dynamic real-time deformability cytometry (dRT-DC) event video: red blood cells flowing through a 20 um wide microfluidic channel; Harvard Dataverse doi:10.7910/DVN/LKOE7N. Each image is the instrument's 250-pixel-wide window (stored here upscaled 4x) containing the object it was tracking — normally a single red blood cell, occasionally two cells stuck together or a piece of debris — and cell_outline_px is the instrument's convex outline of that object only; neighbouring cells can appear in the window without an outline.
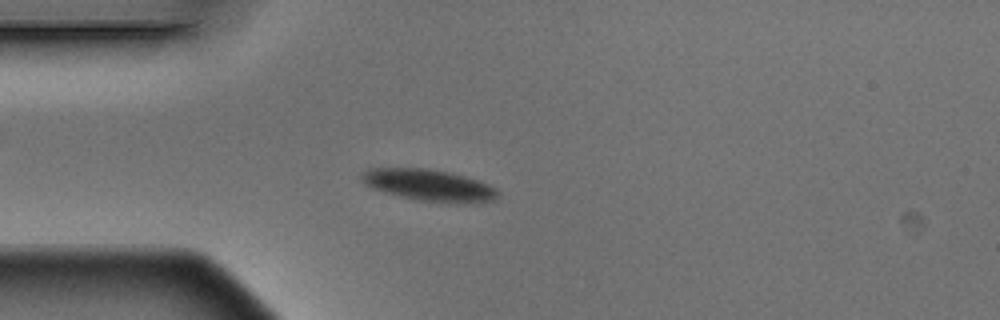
{"species": "Egyptian fruit bat (a non-hibernating species)", "species_latin": "Rousettus aegyptiacus", "temperature_condition": "warm", "stored_images_in_passage": 4, "camera_frame_rate_fps": 3000, "um_per_image_px": 0.085, "animal": {"sex": "male"}, "frame": {"image": 1, "passage_image": 4, "time_ms": 1.0, "image_size_px": [1000, 320], "cell_outline_px": [[500, 192], [496, 200], [468, 204], [456, 204], [420, 200], [400, 196], [372, 188], [364, 184], [360, 180], [360, 176], [368, 168], [428, 168], [452, 172], [488, 184], [496, 188]], "centroid_in_image_um": [36.5, 15.75], "position_along_channel_um": 48.5, "area_um2": 25.43}}